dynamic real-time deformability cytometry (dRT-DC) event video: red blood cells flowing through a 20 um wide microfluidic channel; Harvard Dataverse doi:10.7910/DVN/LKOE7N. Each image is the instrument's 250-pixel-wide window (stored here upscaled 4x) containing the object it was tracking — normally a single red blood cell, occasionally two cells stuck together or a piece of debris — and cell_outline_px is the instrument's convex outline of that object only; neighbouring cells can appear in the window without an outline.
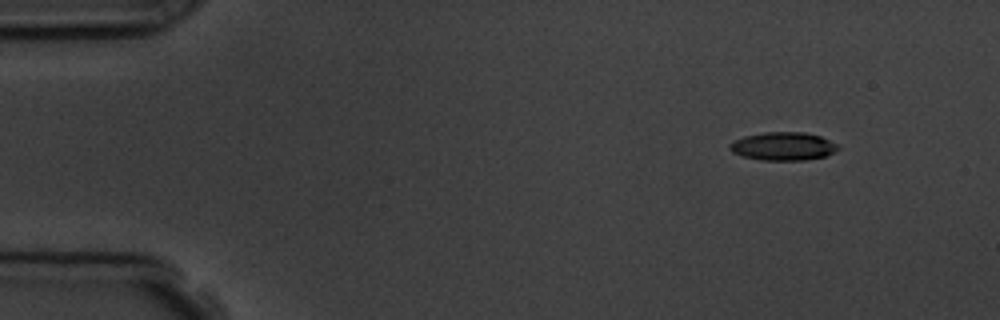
{"species": "common noctule bat (a hibernating species)", "species_latin": "Nyctalus noctula", "temperature_condition": "room temperature", "stored_images_in_passage": 5, "camera_frame_rate_fps": 3000, "um_per_image_px": 0.085, "animal": {"sex": "male", "body_mass_g": 19.5, "forearm_length_mm": 54.6}, "frame": {"image": 1, "passage_image": 2, "time_ms": 1.333, "image_size_px": [1000, 320], "cell_outline_px": [[840, 148], [824, 156], [804, 160], [764, 160], [744, 156], [732, 152], [728, 148], [728, 144], [744, 136], [764, 132], [804, 132], [820, 136], [836, 144]], "centroid_in_image_um": [66.54, 12.42], "position_along_channel_um": 18.5, "area_um2": 17.57}}
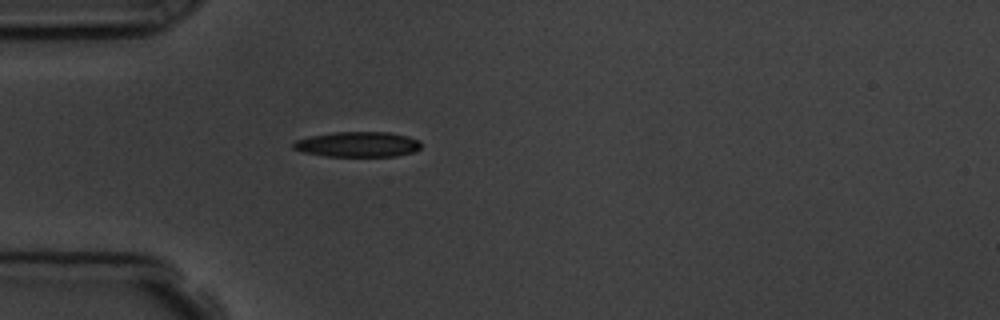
{"frame": {"image": 2, "passage_image": 5, "time_ms": 4.667, "image_size_px": [1000, 320], "cell_outline_px": [[420, 148], [416, 152], [396, 156], [324, 156], [304, 152], [292, 148], [292, 144], [296, 140], [312, 136], [336, 132], [392, 132], [408, 136], [420, 140]], "centroid_in_image_um": [30.46, 12.27], "position_along_channel_um": 54.5, "area_um2": 18.84}}